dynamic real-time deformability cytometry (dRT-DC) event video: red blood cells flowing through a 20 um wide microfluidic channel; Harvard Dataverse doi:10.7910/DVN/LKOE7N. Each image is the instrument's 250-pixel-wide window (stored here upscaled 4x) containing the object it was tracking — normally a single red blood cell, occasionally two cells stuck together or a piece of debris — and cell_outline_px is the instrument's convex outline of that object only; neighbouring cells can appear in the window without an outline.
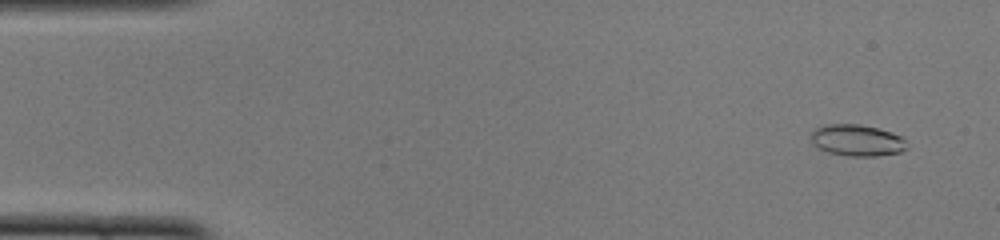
{"species": "common noctule bat (a hibernating species)", "species_latin": "Nyctalus noctula", "temperature_condition": "cold", "stored_images_in_passage": 50, "camera_frame_rate_fps": 3000, "um_per_image_px": 0.085, "animal": {"sex": "female", "body_mass_g": 22.0, "forearm_length_mm": 56.7}, "frame": {"image": 1, "passage_image": 3, "time_ms": 0.667, "image_size_px": [1000, 240], "cell_outline_px": [[908, 148], [900, 152], [876, 156], [848, 156], [828, 152], [812, 144], [812, 132], [816, 128], [824, 124], [860, 124], [892, 132], [900, 136], [904, 140]], "centroid_in_image_um": [72.84, 11.92], "position_along_channel_um": 12.2, "area_um2": 17.51}}
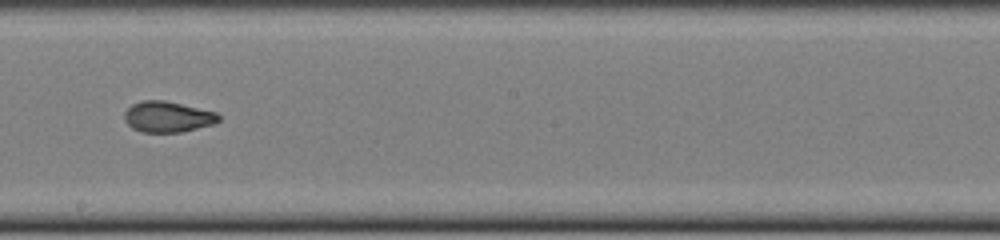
{"frame": {"image": 2, "passage_image": 28, "time_ms": 9.0, "image_size_px": [1000, 240], "cell_outline_px": [[220, 120], [216, 124], [180, 132], [140, 132], [132, 128], [124, 120], [124, 112], [132, 104], [144, 100], [164, 100], [216, 112], [220, 116]], "centroid_in_image_um": [14.25, 9.93], "position_along_channel_um": 233.9, "area_um2": 16.99}}
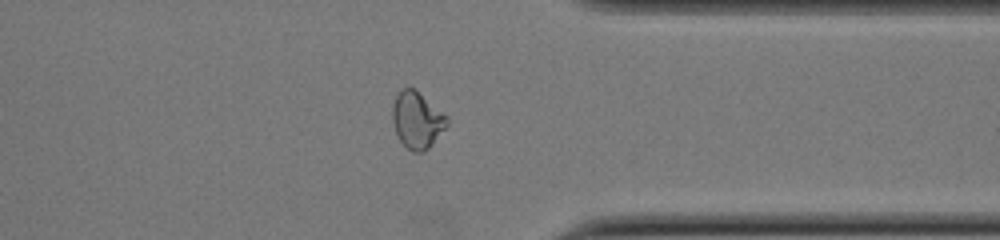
{"frame": {"image": 3, "passage_image": 39, "time_ms": 12.667, "image_size_px": [1000, 240], "cell_outline_px": [[448, 124], [428, 148], [424, 152], [412, 152], [400, 140], [396, 132], [392, 120], [392, 108], [396, 96], [400, 88], [412, 88], [448, 116]], "centroid_in_image_um": [35.44, 10.21], "position_along_channel_um": 376.0, "area_um2": 17.63}, "authors_computed_cell_mechanics": {"area_um2": 17.4556, "velocity_mm_per_s": 4.0123, "shape_relaxation_time_tau1_ms": 9.8396, "shape_relaxation_time_tau2_ms": 1.43, "deformation_change_tau1": 0.23, "deformation_change_tau2": 0.0666}}